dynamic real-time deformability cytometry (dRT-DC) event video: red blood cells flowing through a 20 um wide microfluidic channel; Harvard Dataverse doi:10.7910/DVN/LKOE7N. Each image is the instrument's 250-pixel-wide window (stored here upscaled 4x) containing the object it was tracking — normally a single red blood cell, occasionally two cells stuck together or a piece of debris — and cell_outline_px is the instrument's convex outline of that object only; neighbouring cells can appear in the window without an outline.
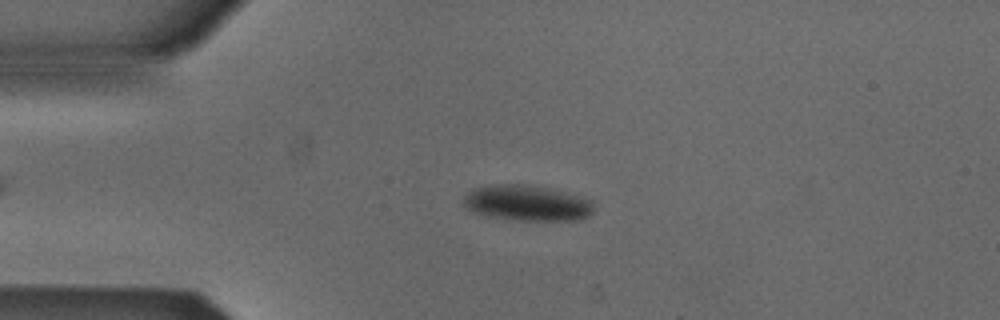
{"species": "Egyptian fruit bat (a non-hibernating species)", "species_latin": "Rousettus aegyptiacus", "temperature_condition": "cold", "stored_images_in_passage": 44, "camera_frame_rate_fps": 3000, "um_per_image_px": 0.085, "animal": {"sex": "male"}, "frame": {"image": 1, "passage_image": 11, "time_ms": 3.333, "image_size_px": [1000, 320], "cell_outline_px": [[592, 212], [588, 216], [580, 220], [512, 220], [484, 216], [472, 212], [464, 204], [464, 196], [468, 192], [476, 188], [496, 184], [524, 184], [564, 192], [592, 200]], "centroid_in_image_um": [44.77, 17.27], "position_along_channel_um": 40.2, "area_um2": 26.88}}
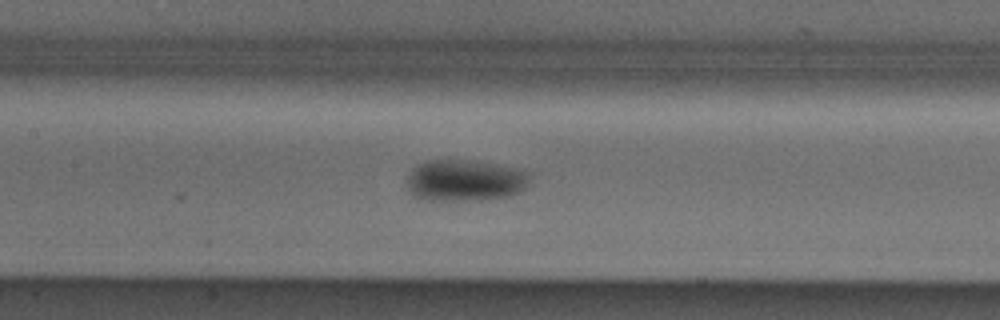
{"frame": {"image": 2, "passage_image": 23, "time_ms": 7.333, "image_size_px": [1000, 320], "cell_outline_px": [[528, 180], [524, 188], [520, 192], [508, 196], [480, 200], [428, 200], [416, 196], [408, 188], [408, 176], [412, 168], [416, 164], [424, 160], [472, 160], [516, 168], [528, 172]], "centroid_in_image_um": [39.5, 15.32], "position_along_channel_um": 167.9, "area_um2": 29.59}}
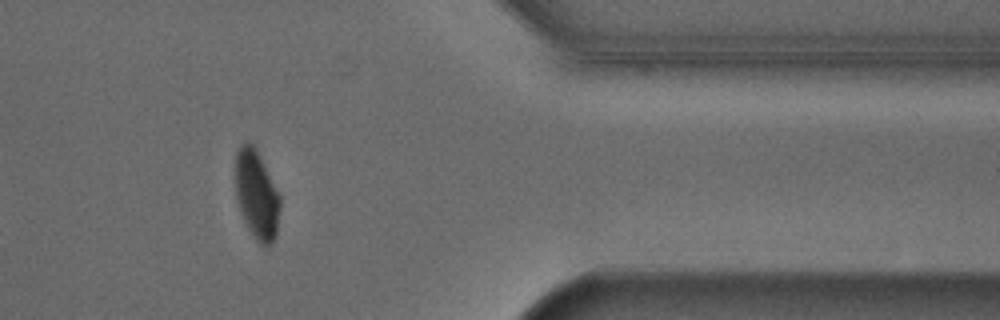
{"frame": {"image": 3, "passage_image": 42, "time_ms": 13.667, "image_size_px": [1000, 320], "cell_outline_px": [[280, 204], [276, 236], [272, 244], [268, 248], [260, 244], [256, 240], [248, 228], [244, 220], [236, 196], [236, 152], [240, 144], [248, 140], [256, 148], [280, 196]], "centroid_in_image_um": [21.82, 16.56], "position_along_channel_um": 389.6, "area_um2": 23.0}, "authors_computed_cell_mechanics": {"area_um2": 27.166, "velocity_mm_per_s": 3.8567, "shape_relaxation_time_tau1_ms": 7.2438, "shape_relaxation_time_tau2_ms": 2.7231, "deformation_change_tau1": 0.1343, "deformation_change_tau2": 0.0312}}